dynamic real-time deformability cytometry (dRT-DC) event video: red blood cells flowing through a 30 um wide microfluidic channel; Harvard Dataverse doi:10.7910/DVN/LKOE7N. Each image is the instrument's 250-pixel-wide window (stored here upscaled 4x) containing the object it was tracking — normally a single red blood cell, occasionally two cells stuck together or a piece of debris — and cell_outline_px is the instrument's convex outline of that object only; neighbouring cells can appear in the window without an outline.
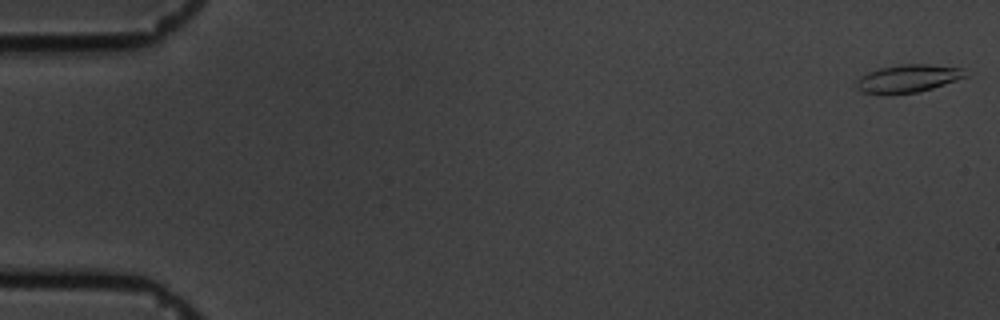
{"species": "common noctule bat (a hibernating species)", "species_latin": "Nyctalus noctula", "temperature_condition": "cold", "stored_images_in_passage": 61, "camera_frame_rate_fps": 3000, "um_per_image_px": 0.085, "animal": {"sex": "male", "body_mass_g": 19.5, "forearm_length_mm": 54.6}, "frame": {"image": 1, "passage_image": 2, "time_ms": 0.333, "image_size_px": [1000, 320], "cell_outline_px": [[968, 76], [932, 88], [916, 92], [880, 96], [864, 92], [856, 88], [856, 80], [860, 76], [868, 72], [880, 68], [900, 64], [928, 64], [964, 68]], "centroid_in_image_um": [77.14, 6.68], "position_along_channel_um": 7.9, "area_um2": 17.92}}
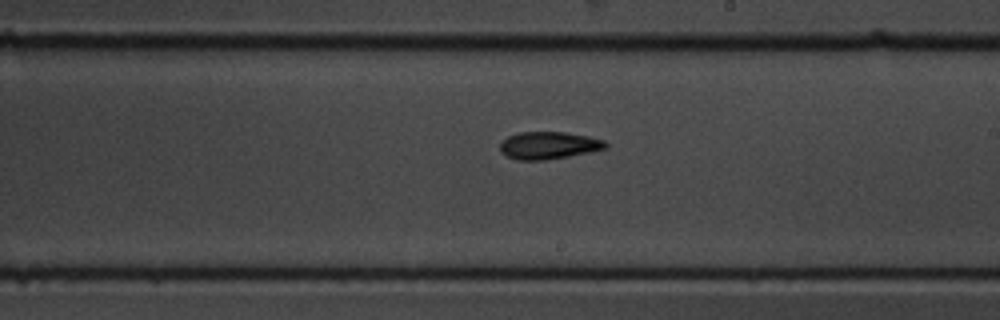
{"frame": {"image": 2, "passage_image": 36, "time_ms": 11.667, "image_size_px": [1000, 320], "cell_outline_px": [[608, 148], [568, 156], [544, 160], [516, 160], [500, 152], [500, 144], [508, 136], [520, 132], [564, 132], [588, 136], [604, 140], [608, 144]], "centroid_in_image_um": [46.64, 12.36], "position_along_channel_um": 242.4, "area_um2": 16.76}}
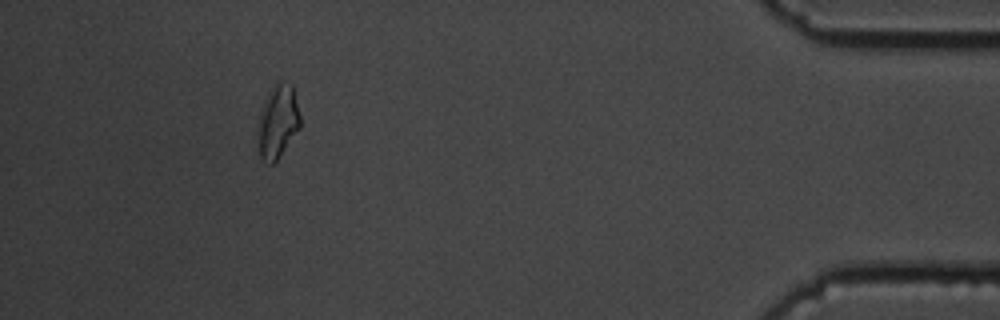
{"frame": {"image": 3, "passage_image": 56, "time_ms": 18.333, "image_size_px": [1000, 320], "cell_outline_px": [[300, 128], [276, 160], [272, 164], [268, 164], [260, 156], [256, 128], [260, 108], [268, 92], [276, 84], [292, 84], [300, 116]], "centroid_in_image_um": [23.57, 10.36], "position_along_channel_um": 411.6, "area_um2": 17.98}, "authors_computed_cell_mechanics": {"area_um2": 16.9932, "velocity_mm_per_s": 3.3629, "shape_relaxation_time_tau1_ms": 4.9458, "shape_relaxation_time_tau2_ms": 3.8811, "deformation_change_tau1": 0.1309, "deformation_change_tau2": 0.1093}}